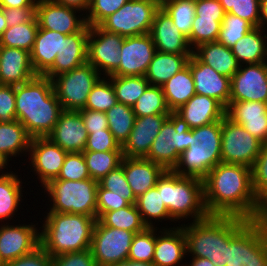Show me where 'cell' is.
Listing matches in <instances>:
<instances>
[{
  "mask_svg": "<svg viewBox=\"0 0 267 266\" xmlns=\"http://www.w3.org/2000/svg\"><path fill=\"white\" fill-rule=\"evenodd\" d=\"M84 151H122V146L115 139L109 129H104L88 134Z\"/></svg>",
  "mask_w": 267,
  "mask_h": 266,
  "instance_id": "54",
  "label": "cell"
},
{
  "mask_svg": "<svg viewBox=\"0 0 267 266\" xmlns=\"http://www.w3.org/2000/svg\"><path fill=\"white\" fill-rule=\"evenodd\" d=\"M1 9L3 10L8 27L30 22L36 16V7Z\"/></svg>",
  "mask_w": 267,
  "mask_h": 266,
  "instance_id": "60",
  "label": "cell"
},
{
  "mask_svg": "<svg viewBox=\"0 0 267 266\" xmlns=\"http://www.w3.org/2000/svg\"><path fill=\"white\" fill-rule=\"evenodd\" d=\"M127 195L107 194L99 184L97 188V219L105 212L128 206Z\"/></svg>",
  "mask_w": 267,
  "mask_h": 266,
  "instance_id": "55",
  "label": "cell"
},
{
  "mask_svg": "<svg viewBox=\"0 0 267 266\" xmlns=\"http://www.w3.org/2000/svg\"><path fill=\"white\" fill-rule=\"evenodd\" d=\"M187 65L193 75L196 94L214 98L227 108L230 102L231 78L202 63L194 54Z\"/></svg>",
  "mask_w": 267,
  "mask_h": 266,
  "instance_id": "21",
  "label": "cell"
},
{
  "mask_svg": "<svg viewBox=\"0 0 267 266\" xmlns=\"http://www.w3.org/2000/svg\"><path fill=\"white\" fill-rule=\"evenodd\" d=\"M193 54L219 74L232 78L240 64L232 50L218 41L204 43L193 50Z\"/></svg>",
  "mask_w": 267,
  "mask_h": 266,
  "instance_id": "33",
  "label": "cell"
},
{
  "mask_svg": "<svg viewBox=\"0 0 267 266\" xmlns=\"http://www.w3.org/2000/svg\"><path fill=\"white\" fill-rule=\"evenodd\" d=\"M15 167L9 168L6 172L0 174V222L9 223V221L17 222L20 221L19 210H24L21 204L24 202L23 198H26L27 191H24L26 179H22V174L15 171ZM14 170V171H11ZM21 174V175H19ZM23 180V181H22ZM25 181V182H24ZM23 183L25 185H23ZM25 192V193H23ZM26 194V195H23ZM25 196V197H24ZM17 213V214H16ZM15 216V217H14ZM16 219V220H15Z\"/></svg>",
  "mask_w": 267,
  "mask_h": 266,
  "instance_id": "27",
  "label": "cell"
},
{
  "mask_svg": "<svg viewBox=\"0 0 267 266\" xmlns=\"http://www.w3.org/2000/svg\"><path fill=\"white\" fill-rule=\"evenodd\" d=\"M129 0H90L85 14L89 26H98L105 18L119 10Z\"/></svg>",
  "mask_w": 267,
  "mask_h": 266,
  "instance_id": "52",
  "label": "cell"
},
{
  "mask_svg": "<svg viewBox=\"0 0 267 266\" xmlns=\"http://www.w3.org/2000/svg\"><path fill=\"white\" fill-rule=\"evenodd\" d=\"M88 133L79 111H63L47 136L68 153L84 152Z\"/></svg>",
  "mask_w": 267,
  "mask_h": 266,
  "instance_id": "23",
  "label": "cell"
},
{
  "mask_svg": "<svg viewBox=\"0 0 267 266\" xmlns=\"http://www.w3.org/2000/svg\"><path fill=\"white\" fill-rule=\"evenodd\" d=\"M8 28L7 22L3 13V10L0 8V36Z\"/></svg>",
  "mask_w": 267,
  "mask_h": 266,
  "instance_id": "68",
  "label": "cell"
},
{
  "mask_svg": "<svg viewBox=\"0 0 267 266\" xmlns=\"http://www.w3.org/2000/svg\"><path fill=\"white\" fill-rule=\"evenodd\" d=\"M226 266H267V229L246 219L228 237Z\"/></svg>",
  "mask_w": 267,
  "mask_h": 266,
  "instance_id": "9",
  "label": "cell"
},
{
  "mask_svg": "<svg viewBox=\"0 0 267 266\" xmlns=\"http://www.w3.org/2000/svg\"><path fill=\"white\" fill-rule=\"evenodd\" d=\"M118 103L109 77L102 76L92 88L84 109L107 112Z\"/></svg>",
  "mask_w": 267,
  "mask_h": 266,
  "instance_id": "46",
  "label": "cell"
},
{
  "mask_svg": "<svg viewBox=\"0 0 267 266\" xmlns=\"http://www.w3.org/2000/svg\"><path fill=\"white\" fill-rule=\"evenodd\" d=\"M83 156L91 179L98 182L110 171L121 165L123 151H84Z\"/></svg>",
  "mask_w": 267,
  "mask_h": 266,
  "instance_id": "42",
  "label": "cell"
},
{
  "mask_svg": "<svg viewBox=\"0 0 267 266\" xmlns=\"http://www.w3.org/2000/svg\"><path fill=\"white\" fill-rule=\"evenodd\" d=\"M88 36L89 25L87 24L80 32L62 38L60 52H57L53 66L43 76L52 79L87 63Z\"/></svg>",
  "mask_w": 267,
  "mask_h": 266,
  "instance_id": "24",
  "label": "cell"
},
{
  "mask_svg": "<svg viewBox=\"0 0 267 266\" xmlns=\"http://www.w3.org/2000/svg\"><path fill=\"white\" fill-rule=\"evenodd\" d=\"M98 184L107 189V194L127 195V202L136 204L137 198L127 182L122 165L110 171Z\"/></svg>",
  "mask_w": 267,
  "mask_h": 266,
  "instance_id": "50",
  "label": "cell"
},
{
  "mask_svg": "<svg viewBox=\"0 0 267 266\" xmlns=\"http://www.w3.org/2000/svg\"><path fill=\"white\" fill-rule=\"evenodd\" d=\"M155 187L161 193L169 215L179 226L186 221L191 223L210 216L205 206L202 179L165 170Z\"/></svg>",
  "mask_w": 267,
  "mask_h": 266,
  "instance_id": "5",
  "label": "cell"
},
{
  "mask_svg": "<svg viewBox=\"0 0 267 266\" xmlns=\"http://www.w3.org/2000/svg\"><path fill=\"white\" fill-rule=\"evenodd\" d=\"M98 220L104 225L111 228H119L134 233L142 232L147 228L143 222L136 204L103 213Z\"/></svg>",
  "mask_w": 267,
  "mask_h": 266,
  "instance_id": "38",
  "label": "cell"
},
{
  "mask_svg": "<svg viewBox=\"0 0 267 266\" xmlns=\"http://www.w3.org/2000/svg\"><path fill=\"white\" fill-rule=\"evenodd\" d=\"M30 52L0 46V78L2 85H19L36 77Z\"/></svg>",
  "mask_w": 267,
  "mask_h": 266,
  "instance_id": "28",
  "label": "cell"
},
{
  "mask_svg": "<svg viewBox=\"0 0 267 266\" xmlns=\"http://www.w3.org/2000/svg\"><path fill=\"white\" fill-rule=\"evenodd\" d=\"M221 121L194 128V145H190L179 157L173 169L181 176L204 179L220 162Z\"/></svg>",
  "mask_w": 267,
  "mask_h": 266,
  "instance_id": "7",
  "label": "cell"
},
{
  "mask_svg": "<svg viewBox=\"0 0 267 266\" xmlns=\"http://www.w3.org/2000/svg\"><path fill=\"white\" fill-rule=\"evenodd\" d=\"M113 266H154V265L153 263H148V262L126 260L121 262L120 264H116Z\"/></svg>",
  "mask_w": 267,
  "mask_h": 266,
  "instance_id": "67",
  "label": "cell"
},
{
  "mask_svg": "<svg viewBox=\"0 0 267 266\" xmlns=\"http://www.w3.org/2000/svg\"><path fill=\"white\" fill-rule=\"evenodd\" d=\"M194 145V128L175 111H171L162 124L146 157L149 161L162 166L165 170H173L180 155Z\"/></svg>",
  "mask_w": 267,
  "mask_h": 266,
  "instance_id": "8",
  "label": "cell"
},
{
  "mask_svg": "<svg viewBox=\"0 0 267 266\" xmlns=\"http://www.w3.org/2000/svg\"><path fill=\"white\" fill-rule=\"evenodd\" d=\"M79 113L82 116L88 134L108 129L106 112L81 109Z\"/></svg>",
  "mask_w": 267,
  "mask_h": 266,
  "instance_id": "59",
  "label": "cell"
},
{
  "mask_svg": "<svg viewBox=\"0 0 267 266\" xmlns=\"http://www.w3.org/2000/svg\"><path fill=\"white\" fill-rule=\"evenodd\" d=\"M62 38H66V34L38 29L30 52L31 64L37 75L43 76L53 66L57 52H60L62 46Z\"/></svg>",
  "mask_w": 267,
  "mask_h": 266,
  "instance_id": "32",
  "label": "cell"
},
{
  "mask_svg": "<svg viewBox=\"0 0 267 266\" xmlns=\"http://www.w3.org/2000/svg\"><path fill=\"white\" fill-rule=\"evenodd\" d=\"M221 137L222 162L252 168L263 143L227 116L221 121Z\"/></svg>",
  "mask_w": 267,
  "mask_h": 266,
  "instance_id": "12",
  "label": "cell"
},
{
  "mask_svg": "<svg viewBox=\"0 0 267 266\" xmlns=\"http://www.w3.org/2000/svg\"><path fill=\"white\" fill-rule=\"evenodd\" d=\"M136 117H144L157 114H169L165 95L161 86L149 85L144 93L132 106Z\"/></svg>",
  "mask_w": 267,
  "mask_h": 266,
  "instance_id": "43",
  "label": "cell"
},
{
  "mask_svg": "<svg viewBox=\"0 0 267 266\" xmlns=\"http://www.w3.org/2000/svg\"><path fill=\"white\" fill-rule=\"evenodd\" d=\"M226 12L219 0H195V16L201 18H224Z\"/></svg>",
  "mask_w": 267,
  "mask_h": 266,
  "instance_id": "61",
  "label": "cell"
},
{
  "mask_svg": "<svg viewBox=\"0 0 267 266\" xmlns=\"http://www.w3.org/2000/svg\"><path fill=\"white\" fill-rule=\"evenodd\" d=\"M106 115L109 131L122 146L127 141L136 119L132 107L118 102Z\"/></svg>",
  "mask_w": 267,
  "mask_h": 266,
  "instance_id": "39",
  "label": "cell"
},
{
  "mask_svg": "<svg viewBox=\"0 0 267 266\" xmlns=\"http://www.w3.org/2000/svg\"><path fill=\"white\" fill-rule=\"evenodd\" d=\"M11 168L1 157H0V174L4 173Z\"/></svg>",
  "mask_w": 267,
  "mask_h": 266,
  "instance_id": "69",
  "label": "cell"
},
{
  "mask_svg": "<svg viewBox=\"0 0 267 266\" xmlns=\"http://www.w3.org/2000/svg\"><path fill=\"white\" fill-rule=\"evenodd\" d=\"M52 256L39 245L32 252L10 261L6 266H51Z\"/></svg>",
  "mask_w": 267,
  "mask_h": 266,
  "instance_id": "58",
  "label": "cell"
},
{
  "mask_svg": "<svg viewBox=\"0 0 267 266\" xmlns=\"http://www.w3.org/2000/svg\"><path fill=\"white\" fill-rule=\"evenodd\" d=\"M191 129L222 121L226 108L216 99L195 94L175 111Z\"/></svg>",
  "mask_w": 267,
  "mask_h": 266,
  "instance_id": "29",
  "label": "cell"
},
{
  "mask_svg": "<svg viewBox=\"0 0 267 266\" xmlns=\"http://www.w3.org/2000/svg\"><path fill=\"white\" fill-rule=\"evenodd\" d=\"M252 187L259 202L267 195V143L251 168Z\"/></svg>",
  "mask_w": 267,
  "mask_h": 266,
  "instance_id": "53",
  "label": "cell"
},
{
  "mask_svg": "<svg viewBox=\"0 0 267 266\" xmlns=\"http://www.w3.org/2000/svg\"><path fill=\"white\" fill-rule=\"evenodd\" d=\"M260 27L267 30V0H260Z\"/></svg>",
  "mask_w": 267,
  "mask_h": 266,
  "instance_id": "66",
  "label": "cell"
},
{
  "mask_svg": "<svg viewBox=\"0 0 267 266\" xmlns=\"http://www.w3.org/2000/svg\"><path fill=\"white\" fill-rule=\"evenodd\" d=\"M161 8L169 15L178 30L188 38L195 18V0H168Z\"/></svg>",
  "mask_w": 267,
  "mask_h": 266,
  "instance_id": "44",
  "label": "cell"
},
{
  "mask_svg": "<svg viewBox=\"0 0 267 266\" xmlns=\"http://www.w3.org/2000/svg\"><path fill=\"white\" fill-rule=\"evenodd\" d=\"M16 120L32 137H47L64 111L54 92L52 80L37 75L15 85Z\"/></svg>",
  "mask_w": 267,
  "mask_h": 266,
  "instance_id": "2",
  "label": "cell"
},
{
  "mask_svg": "<svg viewBox=\"0 0 267 266\" xmlns=\"http://www.w3.org/2000/svg\"><path fill=\"white\" fill-rule=\"evenodd\" d=\"M136 206L147 227H157L164 221L174 222L172 226L178 225L169 215L168 208L162 202L161 193L156 187L140 195L136 200Z\"/></svg>",
  "mask_w": 267,
  "mask_h": 266,
  "instance_id": "37",
  "label": "cell"
},
{
  "mask_svg": "<svg viewBox=\"0 0 267 266\" xmlns=\"http://www.w3.org/2000/svg\"><path fill=\"white\" fill-rule=\"evenodd\" d=\"M164 225L161 223V227H156V243L152 263L154 266H184L186 263L183 261L186 262L187 249L183 226L168 227V223H164Z\"/></svg>",
  "mask_w": 267,
  "mask_h": 266,
  "instance_id": "20",
  "label": "cell"
},
{
  "mask_svg": "<svg viewBox=\"0 0 267 266\" xmlns=\"http://www.w3.org/2000/svg\"><path fill=\"white\" fill-rule=\"evenodd\" d=\"M203 183L209 215L256 219L260 202L253 191L251 168L220 162L207 174Z\"/></svg>",
  "mask_w": 267,
  "mask_h": 266,
  "instance_id": "1",
  "label": "cell"
},
{
  "mask_svg": "<svg viewBox=\"0 0 267 266\" xmlns=\"http://www.w3.org/2000/svg\"><path fill=\"white\" fill-rule=\"evenodd\" d=\"M41 215L38 218L41 224L40 245L52 257L90 249L97 218L58 212H42Z\"/></svg>",
  "mask_w": 267,
  "mask_h": 266,
  "instance_id": "3",
  "label": "cell"
},
{
  "mask_svg": "<svg viewBox=\"0 0 267 266\" xmlns=\"http://www.w3.org/2000/svg\"><path fill=\"white\" fill-rule=\"evenodd\" d=\"M97 188L98 181L88 178L80 181L52 180L42 189H36L42 190L45 198L42 201L46 200L44 205L47 210L44 212L84 214L97 218Z\"/></svg>",
  "mask_w": 267,
  "mask_h": 266,
  "instance_id": "6",
  "label": "cell"
},
{
  "mask_svg": "<svg viewBox=\"0 0 267 266\" xmlns=\"http://www.w3.org/2000/svg\"><path fill=\"white\" fill-rule=\"evenodd\" d=\"M51 266H97L90 249L52 257Z\"/></svg>",
  "mask_w": 267,
  "mask_h": 266,
  "instance_id": "56",
  "label": "cell"
},
{
  "mask_svg": "<svg viewBox=\"0 0 267 266\" xmlns=\"http://www.w3.org/2000/svg\"><path fill=\"white\" fill-rule=\"evenodd\" d=\"M37 0H0V8L36 7Z\"/></svg>",
  "mask_w": 267,
  "mask_h": 266,
  "instance_id": "63",
  "label": "cell"
},
{
  "mask_svg": "<svg viewBox=\"0 0 267 266\" xmlns=\"http://www.w3.org/2000/svg\"><path fill=\"white\" fill-rule=\"evenodd\" d=\"M161 87L170 111H176L196 94L193 75L188 65Z\"/></svg>",
  "mask_w": 267,
  "mask_h": 266,
  "instance_id": "36",
  "label": "cell"
},
{
  "mask_svg": "<svg viewBox=\"0 0 267 266\" xmlns=\"http://www.w3.org/2000/svg\"><path fill=\"white\" fill-rule=\"evenodd\" d=\"M226 116L240 124L263 144L267 143V103L257 101H230Z\"/></svg>",
  "mask_w": 267,
  "mask_h": 266,
  "instance_id": "25",
  "label": "cell"
},
{
  "mask_svg": "<svg viewBox=\"0 0 267 266\" xmlns=\"http://www.w3.org/2000/svg\"><path fill=\"white\" fill-rule=\"evenodd\" d=\"M224 18H201L195 16L192 30L187 38L192 50L204 43L217 41Z\"/></svg>",
  "mask_w": 267,
  "mask_h": 266,
  "instance_id": "45",
  "label": "cell"
},
{
  "mask_svg": "<svg viewBox=\"0 0 267 266\" xmlns=\"http://www.w3.org/2000/svg\"><path fill=\"white\" fill-rule=\"evenodd\" d=\"M169 114L136 117L127 141L122 145L124 157L146 158L155 137Z\"/></svg>",
  "mask_w": 267,
  "mask_h": 266,
  "instance_id": "22",
  "label": "cell"
},
{
  "mask_svg": "<svg viewBox=\"0 0 267 266\" xmlns=\"http://www.w3.org/2000/svg\"><path fill=\"white\" fill-rule=\"evenodd\" d=\"M156 52L151 35L124 37L119 67L110 76H145Z\"/></svg>",
  "mask_w": 267,
  "mask_h": 266,
  "instance_id": "17",
  "label": "cell"
},
{
  "mask_svg": "<svg viewBox=\"0 0 267 266\" xmlns=\"http://www.w3.org/2000/svg\"><path fill=\"white\" fill-rule=\"evenodd\" d=\"M102 77L90 63L53 77L52 84L57 99L65 111H79L85 108L88 95Z\"/></svg>",
  "mask_w": 267,
  "mask_h": 266,
  "instance_id": "11",
  "label": "cell"
},
{
  "mask_svg": "<svg viewBox=\"0 0 267 266\" xmlns=\"http://www.w3.org/2000/svg\"><path fill=\"white\" fill-rule=\"evenodd\" d=\"M157 3H159L160 5H162L164 2L168 1V0H153Z\"/></svg>",
  "mask_w": 267,
  "mask_h": 266,
  "instance_id": "70",
  "label": "cell"
},
{
  "mask_svg": "<svg viewBox=\"0 0 267 266\" xmlns=\"http://www.w3.org/2000/svg\"><path fill=\"white\" fill-rule=\"evenodd\" d=\"M63 6L71 7L86 14L90 6V0H52Z\"/></svg>",
  "mask_w": 267,
  "mask_h": 266,
  "instance_id": "62",
  "label": "cell"
},
{
  "mask_svg": "<svg viewBox=\"0 0 267 266\" xmlns=\"http://www.w3.org/2000/svg\"><path fill=\"white\" fill-rule=\"evenodd\" d=\"M156 51L170 54H193L187 37L173 24L162 9L156 13L150 33Z\"/></svg>",
  "mask_w": 267,
  "mask_h": 266,
  "instance_id": "26",
  "label": "cell"
},
{
  "mask_svg": "<svg viewBox=\"0 0 267 266\" xmlns=\"http://www.w3.org/2000/svg\"><path fill=\"white\" fill-rule=\"evenodd\" d=\"M124 37L98 26H89L87 62L102 76H110L118 67Z\"/></svg>",
  "mask_w": 267,
  "mask_h": 266,
  "instance_id": "16",
  "label": "cell"
},
{
  "mask_svg": "<svg viewBox=\"0 0 267 266\" xmlns=\"http://www.w3.org/2000/svg\"><path fill=\"white\" fill-rule=\"evenodd\" d=\"M231 50L240 65L267 62V30L252 28Z\"/></svg>",
  "mask_w": 267,
  "mask_h": 266,
  "instance_id": "34",
  "label": "cell"
},
{
  "mask_svg": "<svg viewBox=\"0 0 267 266\" xmlns=\"http://www.w3.org/2000/svg\"><path fill=\"white\" fill-rule=\"evenodd\" d=\"M16 120L15 86H0V122Z\"/></svg>",
  "mask_w": 267,
  "mask_h": 266,
  "instance_id": "57",
  "label": "cell"
},
{
  "mask_svg": "<svg viewBox=\"0 0 267 266\" xmlns=\"http://www.w3.org/2000/svg\"><path fill=\"white\" fill-rule=\"evenodd\" d=\"M156 243V227H147L136 233L131 243L128 260L153 262Z\"/></svg>",
  "mask_w": 267,
  "mask_h": 266,
  "instance_id": "47",
  "label": "cell"
},
{
  "mask_svg": "<svg viewBox=\"0 0 267 266\" xmlns=\"http://www.w3.org/2000/svg\"><path fill=\"white\" fill-rule=\"evenodd\" d=\"M135 234L127 230L104 226L97 219L90 246L97 266H113L128 260Z\"/></svg>",
  "mask_w": 267,
  "mask_h": 266,
  "instance_id": "13",
  "label": "cell"
},
{
  "mask_svg": "<svg viewBox=\"0 0 267 266\" xmlns=\"http://www.w3.org/2000/svg\"><path fill=\"white\" fill-rule=\"evenodd\" d=\"M192 54H170L156 51L145 75L150 85L162 86L188 64Z\"/></svg>",
  "mask_w": 267,
  "mask_h": 266,
  "instance_id": "35",
  "label": "cell"
},
{
  "mask_svg": "<svg viewBox=\"0 0 267 266\" xmlns=\"http://www.w3.org/2000/svg\"><path fill=\"white\" fill-rule=\"evenodd\" d=\"M90 178L83 152L67 153L61 171L54 180L80 181Z\"/></svg>",
  "mask_w": 267,
  "mask_h": 266,
  "instance_id": "51",
  "label": "cell"
},
{
  "mask_svg": "<svg viewBox=\"0 0 267 266\" xmlns=\"http://www.w3.org/2000/svg\"><path fill=\"white\" fill-rule=\"evenodd\" d=\"M226 13L249 21L254 27L260 26V0H219Z\"/></svg>",
  "mask_w": 267,
  "mask_h": 266,
  "instance_id": "49",
  "label": "cell"
},
{
  "mask_svg": "<svg viewBox=\"0 0 267 266\" xmlns=\"http://www.w3.org/2000/svg\"><path fill=\"white\" fill-rule=\"evenodd\" d=\"M38 29L36 16L30 22L8 27L0 36V46L31 52Z\"/></svg>",
  "mask_w": 267,
  "mask_h": 266,
  "instance_id": "40",
  "label": "cell"
},
{
  "mask_svg": "<svg viewBox=\"0 0 267 266\" xmlns=\"http://www.w3.org/2000/svg\"><path fill=\"white\" fill-rule=\"evenodd\" d=\"M255 221L267 229V195L260 201V207Z\"/></svg>",
  "mask_w": 267,
  "mask_h": 266,
  "instance_id": "64",
  "label": "cell"
},
{
  "mask_svg": "<svg viewBox=\"0 0 267 266\" xmlns=\"http://www.w3.org/2000/svg\"><path fill=\"white\" fill-rule=\"evenodd\" d=\"M230 101L267 103V62L240 65L231 78Z\"/></svg>",
  "mask_w": 267,
  "mask_h": 266,
  "instance_id": "18",
  "label": "cell"
},
{
  "mask_svg": "<svg viewBox=\"0 0 267 266\" xmlns=\"http://www.w3.org/2000/svg\"><path fill=\"white\" fill-rule=\"evenodd\" d=\"M16 224V222L0 223L1 264H7L22 257L40 245V224L38 221L33 220V222L28 223L24 218Z\"/></svg>",
  "mask_w": 267,
  "mask_h": 266,
  "instance_id": "15",
  "label": "cell"
},
{
  "mask_svg": "<svg viewBox=\"0 0 267 266\" xmlns=\"http://www.w3.org/2000/svg\"><path fill=\"white\" fill-rule=\"evenodd\" d=\"M245 220L238 216L210 215L206 219L183 224L187 257L206 258L214 266H226L228 237Z\"/></svg>",
  "mask_w": 267,
  "mask_h": 266,
  "instance_id": "4",
  "label": "cell"
},
{
  "mask_svg": "<svg viewBox=\"0 0 267 266\" xmlns=\"http://www.w3.org/2000/svg\"><path fill=\"white\" fill-rule=\"evenodd\" d=\"M121 165L136 198L154 188L165 171L162 166L146 158L123 157Z\"/></svg>",
  "mask_w": 267,
  "mask_h": 266,
  "instance_id": "30",
  "label": "cell"
},
{
  "mask_svg": "<svg viewBox=\"0 0 267 266\" xmlns=\"http://www.w3.org/2000/svg\"><path fill=\"white\" fill-rule=\"evenodd\" d=\"M36 18L39 28L66 35L80 32L87 25L84 13L52 0L36 1Z\"/></svg>",
  "mask_w": 267,
  "mask_h": 266,
  "instance_id": "19",
  "label": "cell"
},
{
  "mask_svg": "<svg viewBox=\"0 0 267 266\" xmlns=\"http://www.w3.org/2000/svg\"><path fill=\"white\" fill-rule=\"evenodd\" d=\"M252 28L254 26L249 21L226 13L217 41L231 49Z\"/></svg>",
  "mask_w": 267,
  "mask_h": 266,
  "instance_id": "48",
  "label": "cell"
},
{
  "mask_svg": "<svg viewBox=\"0 0 267 266\" xmlns=\"http://www.w3.org/2000/svg\"><path fill=\"white\" fill-rule=\"evenodd\" d=\"M67 153L47 137L32 138L25 164L29 163L26 168L34 174H31V178L34 176V181L27 182H36V187L39 182L38 187L42 189L50 181L57 179Z\"/></svg>",
  "mask_w": 267,
  "mask_h": 266,
  "instance_id": "14",
  "label": "cell"
},
{
  "mask_svg": "<svg viewBox=\"0 0 267 266\" xmlns=\"http://www.w3.org/2000/svg\"><path fill=\"white\" fill-rule=\"evenodd\" d=\"M31 140L32 137L18 120L0 122V157L9 166L12 167L10 161H14V157L16 160L21 157L22 164L25 163ZM23 156L25 160H23Z\"/></svg>",
  "mask_w": 267,
  "mask_h": 266,
  "instance_id": "31",
  "label": "cell"
},
{
  "mask_svg": "<svg viewBox=\"0 0 267 266\" xmlns=\"http://www.w3.org/2000/svg\"><path fill=\"white\" fill-rule=\"evenodd\" d=\"M161 5L153 0H129L119 10L105 18L99 26L123 37L150 33Z\"/></svg>",
  "mask_w": 267,
  "mask_h": 266,
  "instance_id": "10",
  "label": "cell"
},
{
  "mask_svg": "<svg viewBox=\"0 0 267 266\" xmlns=\"http://www.w3.org/2000/svg\"><path fill=\"white\" fill-rule=\"evenodd\" d=\"M188 262L186 261L187 266H214L209 259L206 258H200V257H187L186 258Z\"/></svg>",
  "mask_w": 267,
  "mask_h": 266,
  "instance_id": "65",
  "label": "cell"
},
{
  "mask_svg": "<svg viewBox=\"0 0 267 266\" xmlns=\"http://www.w3.org/2000/svg\"><path fill=\"white\" fill-rule=\"evenodd\" d=\"M119 103L133 106L150 85L145 76H108Z\"/></svg>",
  "mask_w": 267,
  "mask_h": 266,
  "instance_id": "41",
  "label": "cell"
}]
</instances>
